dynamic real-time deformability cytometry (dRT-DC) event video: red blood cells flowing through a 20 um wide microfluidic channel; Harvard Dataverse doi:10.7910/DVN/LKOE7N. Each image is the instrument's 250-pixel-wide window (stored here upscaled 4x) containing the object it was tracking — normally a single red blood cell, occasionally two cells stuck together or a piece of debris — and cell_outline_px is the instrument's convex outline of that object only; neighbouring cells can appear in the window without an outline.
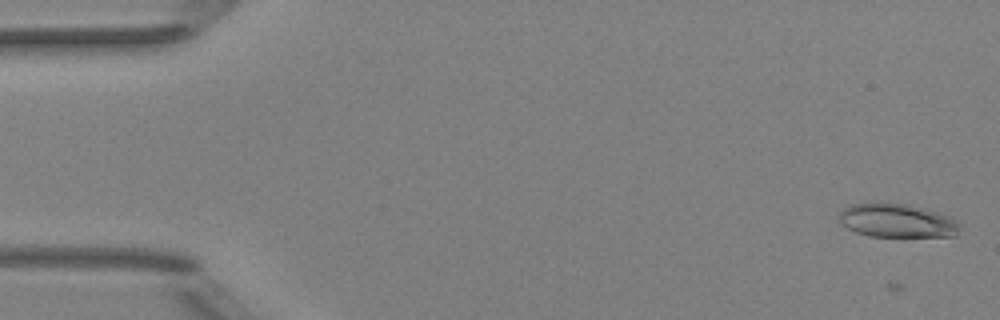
{"species": "Egyptian fruit bat (a non-hibernating species)", "species_latin": "Rousettus aegyptiacus", "temperature_condition": "room temperature", "stored_images_in_passage": 7, "camera_frame_rate_fps": 3000, "um_per_image_px": 0.085, "animal": {"sex": "female"}, "frame": {"image": 1, "passage_image": 2, "time_ms": 1.333, "image_size_px": [1000, 320], "cell_outline_px": [[960, 228], [956, 236], [868, 236], [856, 232], [848, 228], [840, 220], [840, 212], [844, 208], [852, 204], [876, 200], [880, 200], [908, 204], [940, 212], [952, 216], [960, 224]], "centroid_in_image_um": [76.27, 18.71], "position_along_channel_um": 8.7, "area_um2": 24.28}}
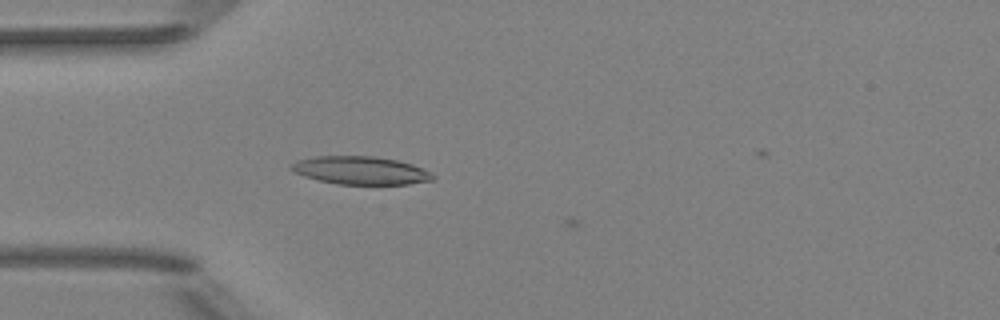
{"frame": {"image": 2, "passage_image": 6, "time_ms": 6.0, "image_size_px": [1000, 320], "cell_outline_px": [[436, 176], [432, 180], [408, 184], [336, 184], [304, 176], [292, 172], [288, 168], [296, 160], [316, 156], [372, 156], [400, 160], [412, 164], [432, 172]], "centroid_in_image_um": [30.65, 14.48], "position_along_channel_um": 54.4, "area_um2": 23.29}}